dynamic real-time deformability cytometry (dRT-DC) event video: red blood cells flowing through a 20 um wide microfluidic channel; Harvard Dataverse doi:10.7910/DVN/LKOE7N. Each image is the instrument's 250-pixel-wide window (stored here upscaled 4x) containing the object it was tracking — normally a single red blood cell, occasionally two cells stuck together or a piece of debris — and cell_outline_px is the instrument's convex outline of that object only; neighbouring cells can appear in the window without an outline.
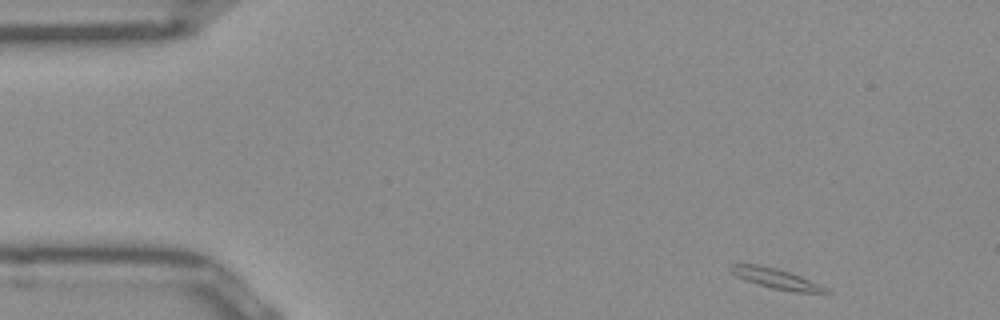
{"species": "Egyptian fruit bat (a non-hibernating species)", "species_latin": "Rousettus aegyptiacus", "temperature_condition": "room temperature", "stored_images_in_passage": 47, "camera_frame_rate_fps": 3000, "um_per_image_px": 0.085, "frame": {"image": 1, "passage_image": 1, "time_ms": 0.0, "image_size_px": [1000, 320], "cell_outline_px": [[832, 292], [792, 292], [772, 288], [736, 276], [728, 268], [732, 264], [756, 264], [776, 268], [800, 276], [828, 288]], "centroid_in_image_um": [65.97, 23.67], "position_along_channel_um": 19.0, "area_um2": 10.87}}
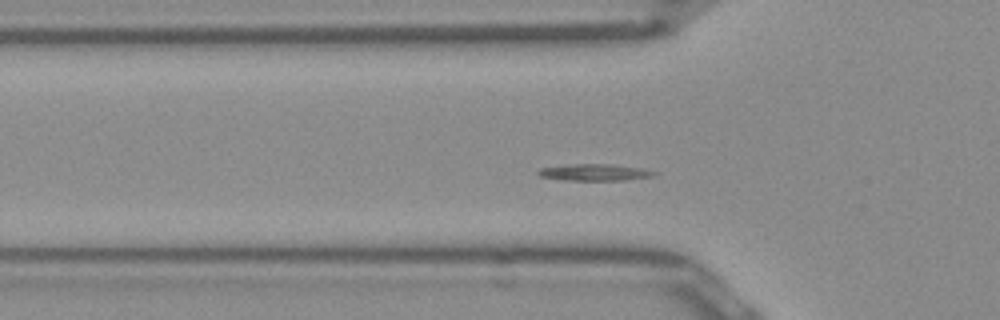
{"frame": {"image": 2, "passage_image": 12, "time_ms": 3.667, "image_size_px": [1000, 320], "cell_outline_px": [[656, 172], [652, 176], [624, 180], [560, 180], [540, 176], [536, 172], [540, 168], [576, 164], [612, 164], [644, 168]], "centroid_in_image_um": [50.53, 14.65], "position_along_channel_um": 75.3, "area_um2": 11.16}}